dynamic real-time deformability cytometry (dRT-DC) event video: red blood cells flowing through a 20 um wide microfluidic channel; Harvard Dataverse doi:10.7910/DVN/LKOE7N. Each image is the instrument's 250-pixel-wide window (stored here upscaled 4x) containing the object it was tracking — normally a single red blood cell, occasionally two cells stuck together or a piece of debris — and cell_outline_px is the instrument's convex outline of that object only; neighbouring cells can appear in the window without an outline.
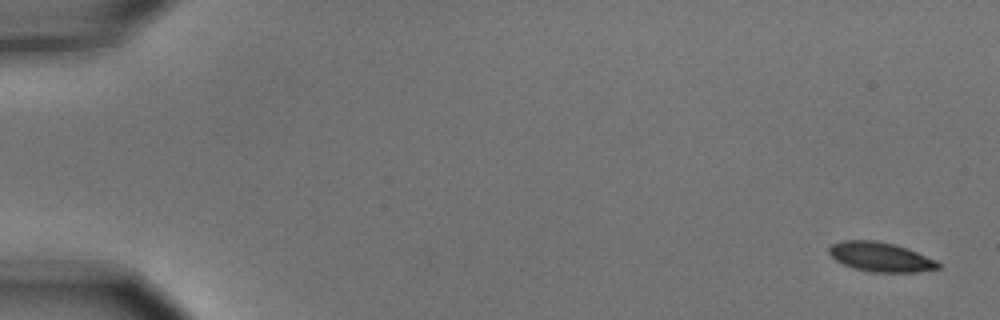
{"species": "common noctule bat (a hibernating species)", "species_latin": "Nyctalus noctula", "temperature_condition": "cold", "stored_images_in_passage": 9, "camera_frame_rate_fps": 3000, "um_per_image_px": 0.085, "animal": {"sex": "male", "body_mass_g": 15.6}, "frame": {"image": 1, "passage_image": 1, "time_ms": 0.0, "image_size_px": [1000, 320], "cell_outline_px": [[940, 268], [916, 272], [868, 272], [852, 268], [836, 260], [828, 252], [828, 248], [832, 244], [844, 240], [876, 240], [896, 244], [908, 248], [936, 260], [940, 264]], "centroid_in_image_um": [74.85, 21.84], "position_along_channel_um": 10.2, "area_um2": 18.84}}
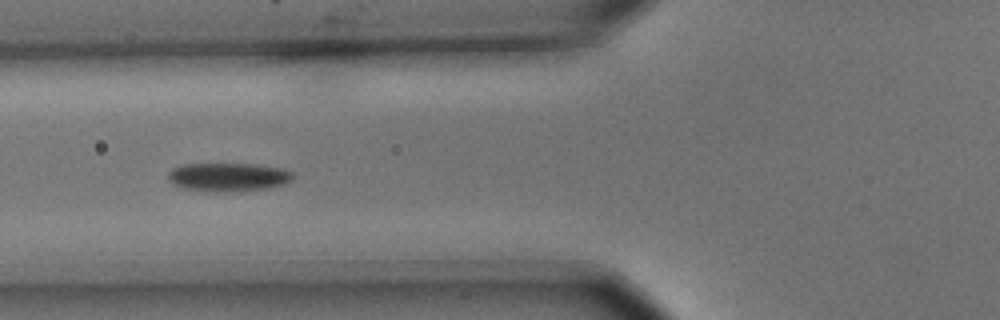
{"frame": {"image": 2, "passage_image": 6, "time_ms": 1.667, "image_size_px": [1000, 320], "cell_outline_px": [[292, 180], [284, 184], [268, 188], [224, 192], [216, 192], [184, 188], [172, 184], [168, 180], [168, 172], [172, 168], [180, 164], [256, 164], [280, 168], [292, 172]], "centroid_in_image_um": [19.36, 15.04], "position_along_channel_um": 106.4, "area_um2": 20.75}}
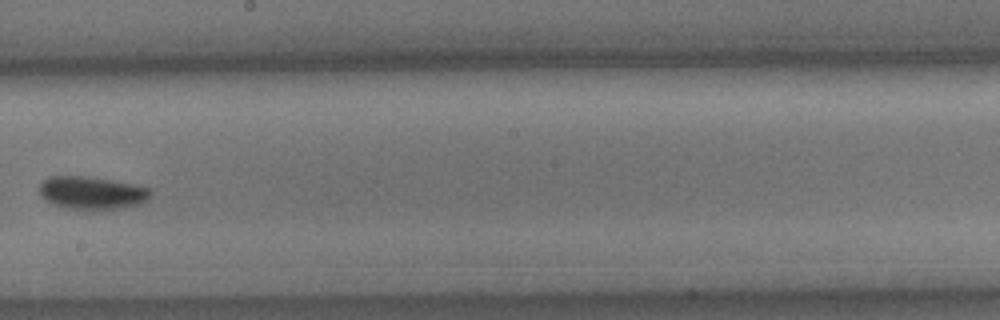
{"frame": {"image": 3, "passage_image": 9, "time_ms": 2.667, "image_size_px": [1000, 320], "cell_outline_px": [[152, 196], [148, 200], [140, 204], [124, 208], [92, 212], [64, 208], [52, 204], [40, 196], [40, 184], [44, 180], [52, 176], [88, 176], [136, 184], [148, 188], [152, 192]], "centroid_in_image_um": [7.85, 16.43], "position_along_channel_um": 240.4, "area_um2": 22.08}}